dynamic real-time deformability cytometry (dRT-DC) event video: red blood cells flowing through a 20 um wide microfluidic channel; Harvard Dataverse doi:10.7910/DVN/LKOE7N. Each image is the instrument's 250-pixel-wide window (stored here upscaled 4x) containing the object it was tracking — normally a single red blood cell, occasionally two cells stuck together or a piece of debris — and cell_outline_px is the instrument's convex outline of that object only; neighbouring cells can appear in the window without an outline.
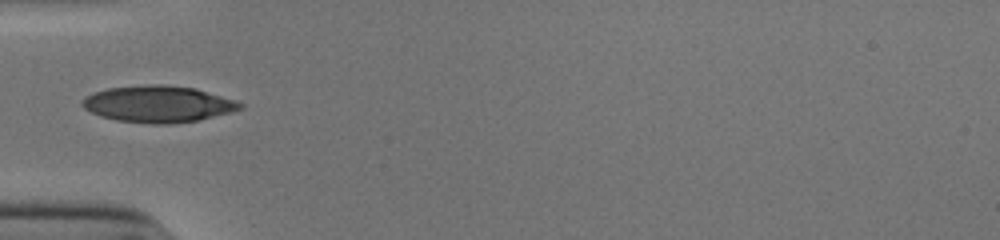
{"species": "human", "species_latin": "Homo sapiens", "temperature_condition": "cold", "stored_images_in_passage": 35, "camera_frame_rate_fps": 3000, "um_per_image_px": 0.085, "donor": {"sex": "male"}, "frame": {"image": 1, "passage_image": 1, "time_ms": 0.0, "image_size_px": [1000, 240], "cell_outline_px": [[244, 108], [232, 112], [196, 120], [168, 124], [152, 124], [116, 120], [100, 116], [84, 108], [80, 104], [80, 100], [84, 96], [108, 88], [148, 84], [160, 84], [196, 88], [236, 100], [244, 104]], "centroid_in_image_um": [13.44, 8.84], "position_along_channel_um": 71.6, "area_um2": 33.76}}
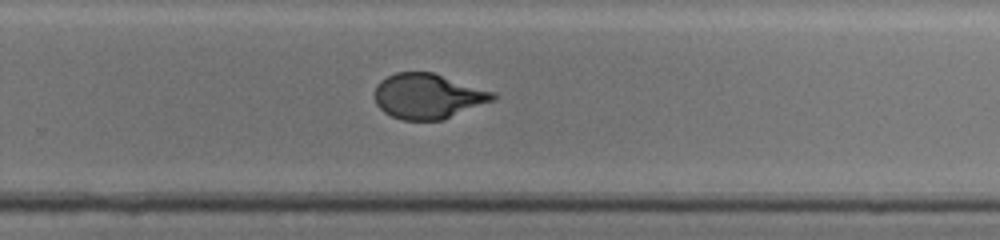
{"frame": {"image": 2, "passage_image": 18, "time_ms": 5.667, "image_size_px": [1000, 240], "cell_outline_px": [[496, 100], [444, 120], [404, 120], [392, 116], [384, 112], [376, 104], [376, 84], [380, 80], [396, 72], [432, 72], [496, 92]], "centroid_in_image_um": [36.42, 8.18], "position_along_channel_um": 293.4, "area_um2": 31.27}}
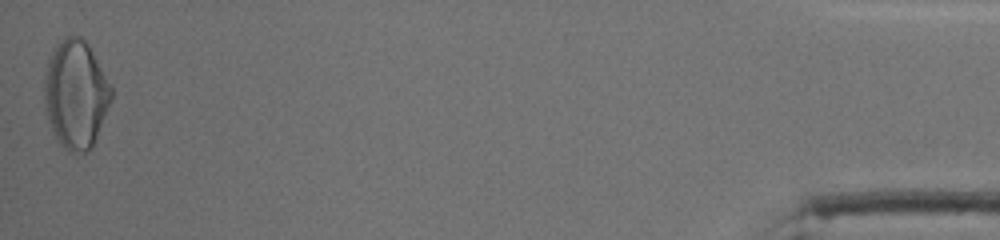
{"frame": {"image": 3, "passage_image": 35, "time_ms": 11.333, "image_size_px": [1000, 240], "cell_outline_px": [[112, 100], [92, 148], [88, 152], [68, 152], [60, 144], [44, 112], [44, 80], [48, 60], [52, 48], [56, 44], [68, 36], [80, 36], [88, 44], [112, 88]], "centroid_in_image_um": [6.43, 8.03], "position_along_channel_um": 428.8, "area_um2": 42.31}, "authors_computed_cell_mechanics": {"area_um2": 32.3102, "velocity_mm_per_s": 3.9209, "shape_relaxation_time_tau1_ms": 4.6437, "shape_relaxation_time_tau2_ms": null, "deformation_change_tau1": 0.1938, "deformation_change_tau2": null}}